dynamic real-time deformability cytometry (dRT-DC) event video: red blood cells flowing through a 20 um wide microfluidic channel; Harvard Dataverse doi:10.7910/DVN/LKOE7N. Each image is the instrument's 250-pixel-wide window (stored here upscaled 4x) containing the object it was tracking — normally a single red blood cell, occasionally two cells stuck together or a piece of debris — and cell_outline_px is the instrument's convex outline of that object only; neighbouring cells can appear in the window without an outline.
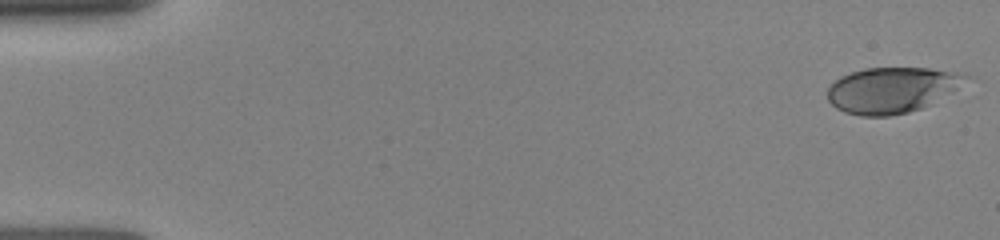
{"species": "human", "species_latin": "Homo sapiens", "temperature_condition": "room temperature", "stored_images_in_passage": 49, "camera_frame_rate_fps": 3000, "um_per_image_px": 0.085, "donor": {"sex": "female"}, "frame": {"image": 1, "passage_image": 1, "time_ms": 0.0, "image_size_px": [1000, 240], "cell_outline_px": [[976, 76], [956, 88], [920, 108], [908, 112], [888, 116], [860, 116], [844, 112], [836, 108], [828, 100], [828, 88], [840, 76], [864, 68], [928, 68], [964, 72]], "centroid_in_image_um": [75.82, 7.63], "position_along_channel_um": 9.2, "area_um2": 36.7}}
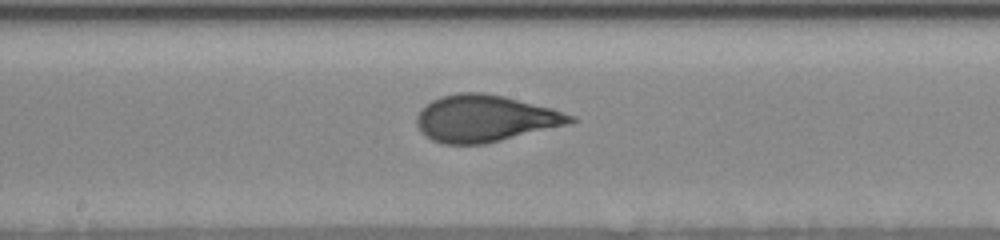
{"frame": {"image": 2, "passage_image": 24, "time_ms": 8.333, "image_size_px": [1000, 240], "cell_outline_px": [[576, 120], [568, 124], [484, 144], [444, 144], [432, 140], [424, 136], [420, 132], [416, 124], [416, 116], [420, 108], [432, 100], [440, 96], [460, 92], [484, 92], [504, 96], [552, 108], [576, 116]], "centroid_in_image_um": [41.18, 10.06], "position_along_channel_um": 207.0, "area_um2": 42.02}}
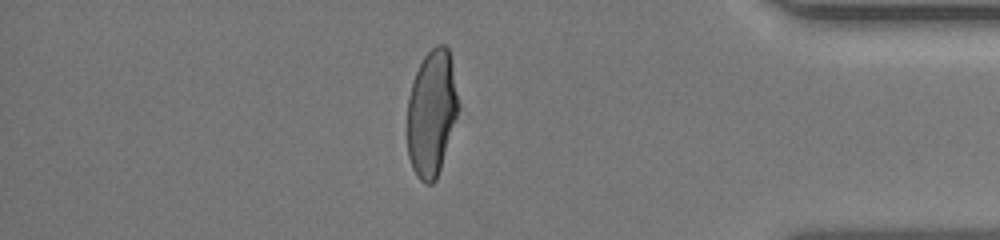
{"frame": {"image": 3, "passage_image": 41, "time_ms": 13.667, "image_size_px": [1000, 240], "cell_outline_px": [[460, 108], [436, 180], [432, 184], [424, 184], [416, 176], [412, 168], [408, 156], [408, 96], [412, 80], [424, 56], [436, 44], [444, 44], [448, 48], [452, 60], [460, 104]], "centroid_in_image_um": [36.71, 9.59], "position_along_channel_um": 398.5, "area_um2": 37.97}}